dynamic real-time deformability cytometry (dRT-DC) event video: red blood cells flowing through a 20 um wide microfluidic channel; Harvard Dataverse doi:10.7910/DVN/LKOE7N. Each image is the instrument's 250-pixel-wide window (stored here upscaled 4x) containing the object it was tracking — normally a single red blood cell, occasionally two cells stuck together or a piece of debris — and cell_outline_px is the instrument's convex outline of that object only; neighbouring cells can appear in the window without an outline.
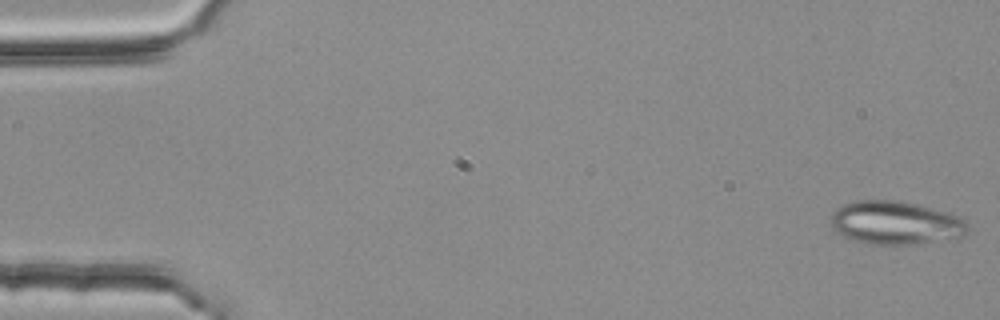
{"species": "common noctule bat (a hibernating species)", "species_latin": "Nyctalus noctula", "temperature_condition": "room temperature", "stored_images_in_passage": 53, "camera_frame_rate_fps": 3000, "um_per_image_px": 0.085, "animal": {"sex": "female", "body_mass_g": 25.1}, "frame": {"image": 1, "passage_image": 1, "time_ms": 0.0, "image_size_px": [1000, 320], "cell_outline_px": [[968, 232], [964, 236], [908, 244], [868, 244], [852, 240], [836, 232], [832, 224], [832, 212], [836, 208], [852, 200], [900, 200], [948, 212], [960, 216], [968, 224]], "centroid_in_image_um": [76.11, 18.92], "position_along_channel_um": 8.9, "area_um2": 34.51}}
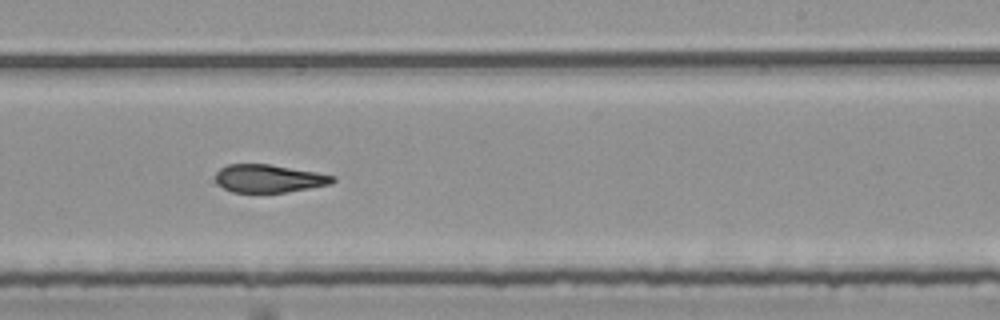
{"frame": {"image": 2, "passage_image": 33, "time_ms": 10.667, "image_size_px": [1000, 320], "cell_outline_px": [[336, 180], [332, 184], [284, 192], [232, 192], [224, 188], [216, 180], [216, 172], [220, 168], [228, 164], [268, 164], [316, 172], [336, 176]], "centroid_in_image_um": [22.87, 15.16], "position_along_channel_um": 266.1, "area_um2": 18.9}}
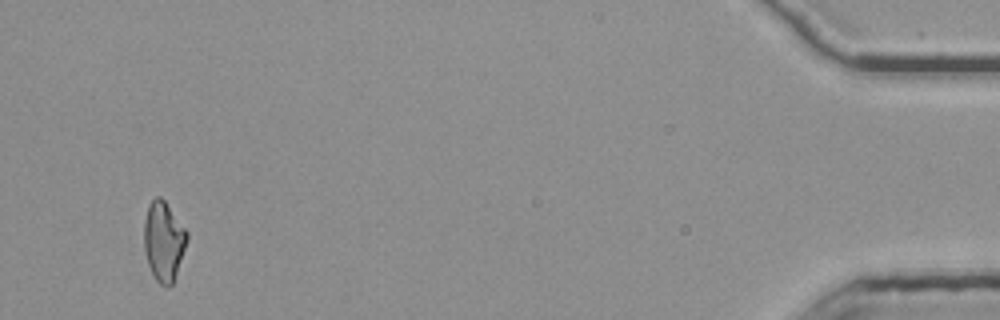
{"frame": {"image": 3, "passage_image": 52, "time_ms": 17.0, "image_size_px": [1000, 320], "cell_outline_px": [[188, 240], [172, 284], [168, 288], [160, 284], [156, 280], [148, 264], [144, 252], [144, 220], [148, 204], [156, 196], [160, 196], [164, 200], [188, 232]], "centroid_in_image_um": [13.9, 20.49], "position_along_channel_um": 421.3, "area_um2": 19.88}, "authors_computed_cell_mechanics": {"area_um2": 20.6924, "velocity_mm_per_s": 3.7738, "shape_relaxation_time_tau1_ms": null, "shape_relaxation_time_tau2_ms": 3.3017, "deformation_change_tau1": null, "deformation_change_tau2": 0.1292}}